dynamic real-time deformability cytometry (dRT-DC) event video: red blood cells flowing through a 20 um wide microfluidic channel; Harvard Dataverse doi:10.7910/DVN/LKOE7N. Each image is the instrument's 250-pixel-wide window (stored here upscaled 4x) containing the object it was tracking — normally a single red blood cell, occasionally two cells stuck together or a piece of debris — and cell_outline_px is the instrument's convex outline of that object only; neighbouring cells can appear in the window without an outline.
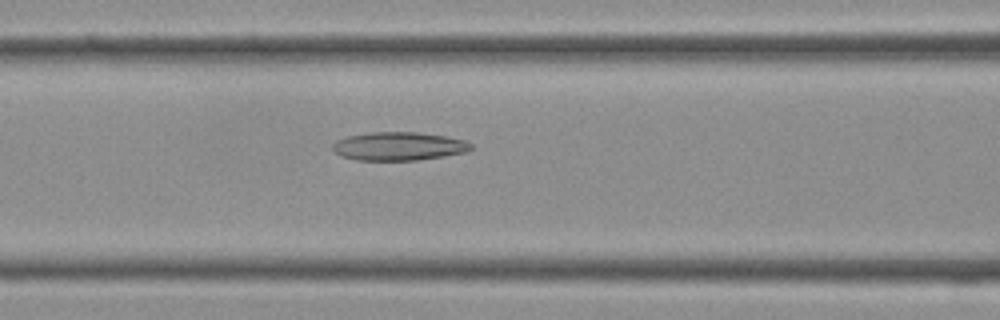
{"species": "Egyptian fruit bat (a non-hibernating species)", "species_latin": "Rousettus aegyptiacus", "temperature_condition": "cold", "stored_images_in_passage": 34, "camera_frame_rate_fps": 3000, "um_per_image_px": 0.085, "frame": {"image": 1, "passage_image": 11, "time_ms": 3.333, "image_size_px": [1000, 320], "cell_outline_px": [[472, 148], [468, 152], [444, 156], [416, 160], [356, 160], [340, 156], [332, 148], [332, 144], [336, 140], [348, 136], [368, 132], [416, 132], [444, 136], [464, 140], [472, 144]], "centroid_in_image_um": [33.88, 12.43], "position_along_channel_um": 132.7, "area_um2": 22.95}}
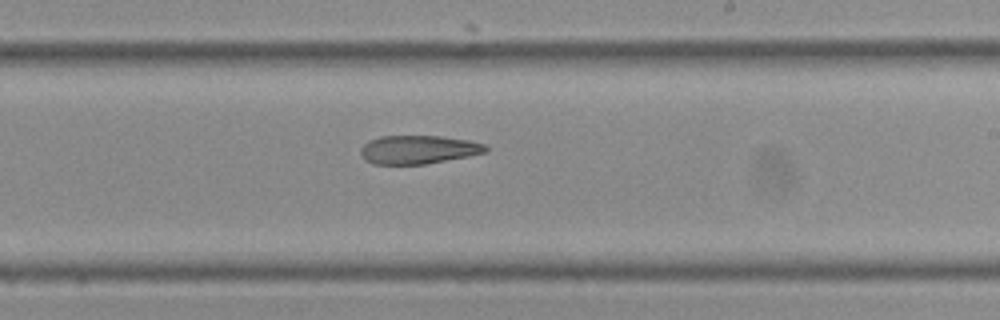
{"frame": {"image": 2, "passage_image": 18, "time_ms": 5.667, "image_size_px": [1000, 320], "cell_outline_px": [[488, 152], [468, 156], [424, 164], [372, 164], [364, 160], [360, 152], [360, 148], [368, 140], [380, 136], [440, 136], [468, 140], [484, 144], [488, 148]], "centroid_in_image_um": [35.52, 12.71], "position_along_channel_um": 253.5, "area_um2": 20.81}}
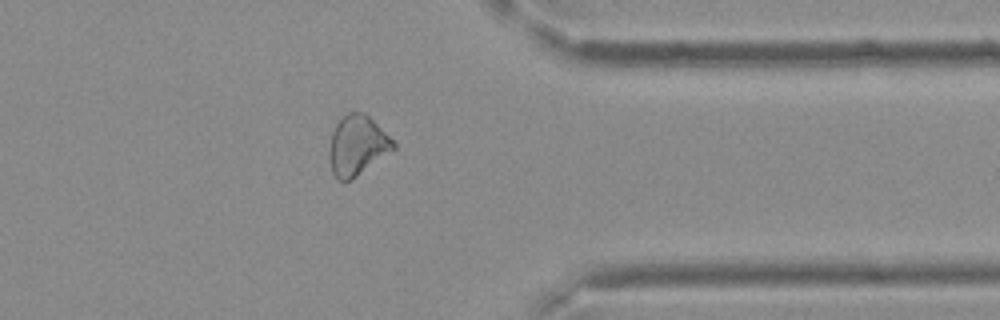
{"frame": {"image": 3, "passage_image": 26, "time_ms": 8.333, "image_size_px": [1000, 320], "cell_outline_px": [[396, 148], [352, 180], [336, 180], [332, 172], [328, 156], [328, 148], [332, 132], [336, 124], [348, 112], [364, 112], [396, 144]], "centroid_in_image_um": [30.33, 12.39], "position_along_channel_um": 381.1, "area_um2": 22.25}}